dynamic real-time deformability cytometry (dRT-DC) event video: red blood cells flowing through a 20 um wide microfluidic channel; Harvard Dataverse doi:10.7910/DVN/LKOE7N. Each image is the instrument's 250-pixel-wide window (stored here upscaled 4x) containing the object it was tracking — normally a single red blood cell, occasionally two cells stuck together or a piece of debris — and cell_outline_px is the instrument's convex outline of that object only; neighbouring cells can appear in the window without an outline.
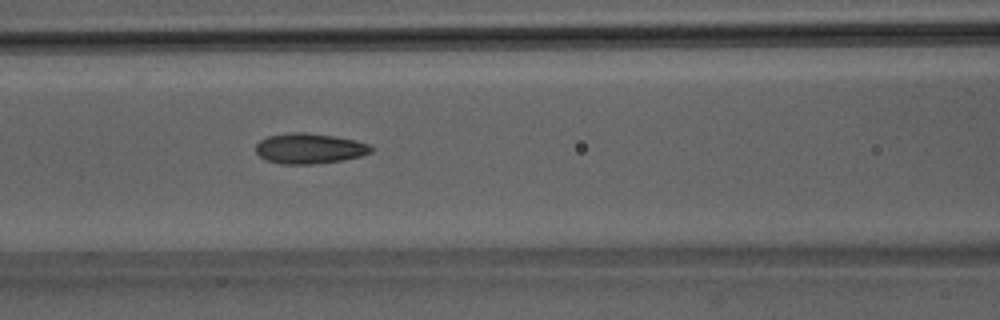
{"species": "Egyptian fruit bat (a non-hibernating species)", "species_latin": "Rousettus aegyptiacus", "temperature_condition": "room temperature", "stored_images_in_passage": 36, "camera_frame_rate_fps": 3000, "um_per_image_px": 0.085, "animal": {"sex": "male"}, "frame": {"image": 1, "passage_image": 7, "time_ms": 2.0, "image_size_px": [1000, 320], "cell_outline_px": [[376, 148], [372, 152], [360, 156], [344, 160], [312, 164], [280, 164], [268, 160], [260, 156], [256, 152], [256, 144], [260, 140], [268, 136], [288, 132], [304, 132], [332, 136], [352, 140], [368, 144]], "centroid_in_image_um": [26.3, 12.62], "position_along_channel_um": 140.3, "area_um2": 20.35}}
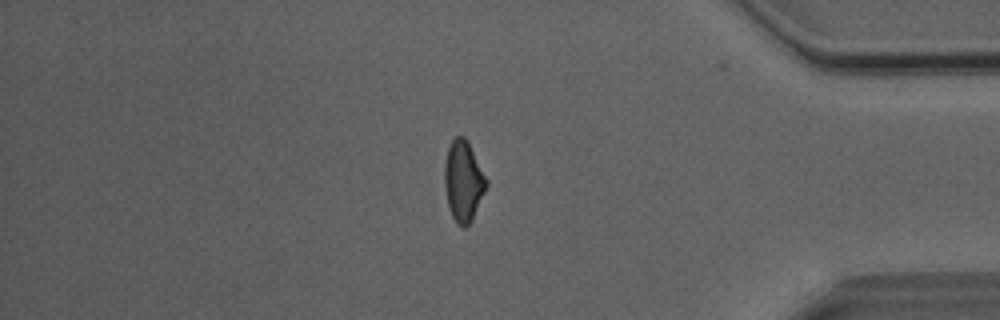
{"frame": {"image": 2, "passage_image": 28, "time_ms": 9.0, "image_size_px": [1000, 320], "cell_outline_px": [[488, 184], [472, 220], [464, 228], [456, 224], [452, 216], [448, 204], [444, 184], [444, 164], [448, 148], [452, 140], [456, 136], [464, 136], [468, 140], [488, 180]], "centroid_in_image_um": [39.39, 15.38], "position_along_channel_um": 395.8, "area_um2": 19.77}}
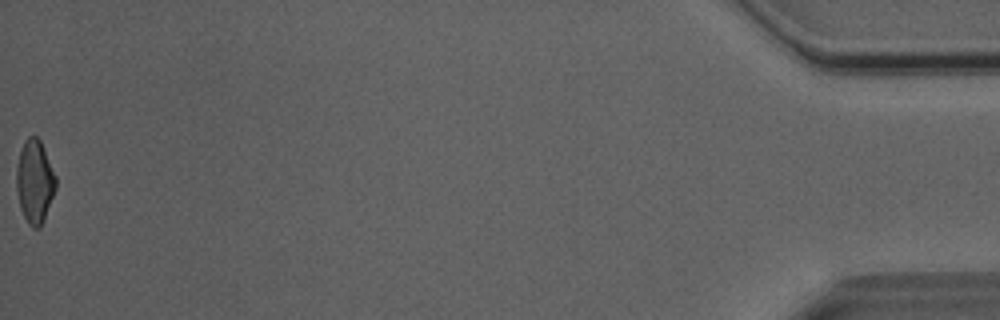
{"frame": {"image": 3, "passage_image": 36, "time_ms": 11.667, "image_size_px": [1000, 320], "cell_outline_px": [[56, 188], [40, 228], [32, 228], [28, 224], [20, 208], [16, 188], [16, 168], [20, 152], [24, 140], [28, 136], [36, 136], [40, 140], [56, 176]], "centroid_in_image_um": [2.94, 15.43], "position_along_channel_um": 432.3, "area_um2": 19.02}, "authors_computed_cell_mechanics": {"area_um2": 19.5942, "velocity_mm_per_s": 4.0684, "shape_relaxation_time_tau1_ms": 5.0108, "shape_relaxation_time_tau2_ms": 1.4492, "deformation_change_tau1": 0.1606, "deformation_change_tau2": 0.0848}}